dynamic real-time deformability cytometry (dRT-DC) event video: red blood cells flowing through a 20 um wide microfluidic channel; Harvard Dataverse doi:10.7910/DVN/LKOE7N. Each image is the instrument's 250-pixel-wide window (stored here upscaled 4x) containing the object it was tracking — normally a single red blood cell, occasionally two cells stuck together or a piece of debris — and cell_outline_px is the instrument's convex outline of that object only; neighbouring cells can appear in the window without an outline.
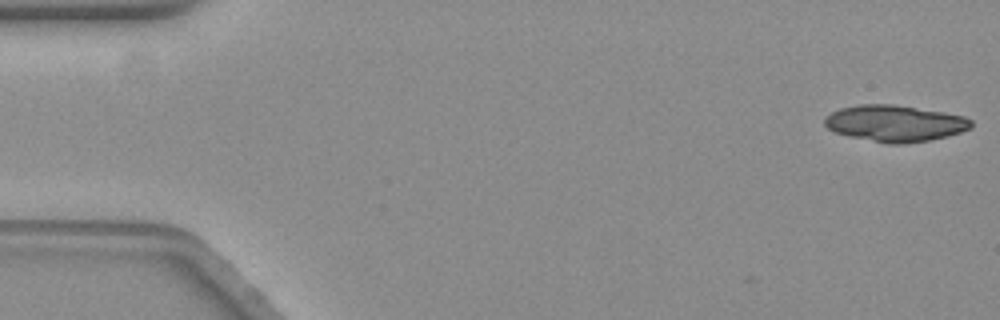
{"species": "common noctule bat (a hibernating species)", "species_latin": "Nyctalus noctula", "temperature_condition": "warm", "stored_images_in_passage": 2, "camera_frame_rate_fps": 3000, "um_per_image_px": 0.085, "animal": {"sex": "female", "body_mass_g": 19.3, "forearm_length_mm": 54.1}, "frame": {"image": 1, "passage_image": 2, "time_ms": 0.333, "image_size_px": [1000, 320], "cell_outline_px": [[972, 128], [948, 136], [928, 140], [904, 144], [888, 144], [852, 136], [836, 132], [828, 128], [824, 124], [824, 120], [832, 112], [840, 108], [860, 104], [892, 104], [944, 112], [964, 116], [972, 120]], "centroid_in_image_um": [76.1, 10.48], "position_along_channel_um": 8.9, "area_um2": 30.87}}